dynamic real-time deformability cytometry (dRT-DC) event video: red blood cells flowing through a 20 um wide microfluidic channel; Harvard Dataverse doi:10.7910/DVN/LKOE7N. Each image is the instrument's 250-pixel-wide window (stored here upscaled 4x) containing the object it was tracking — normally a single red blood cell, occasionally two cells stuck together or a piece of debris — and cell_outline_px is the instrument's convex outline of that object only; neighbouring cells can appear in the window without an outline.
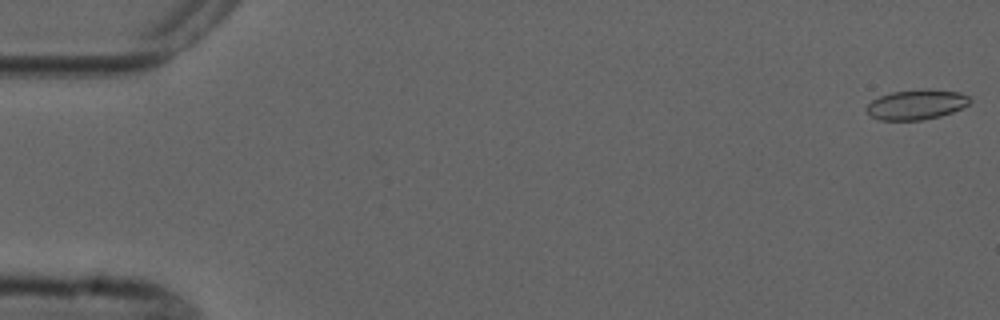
{"species": "common noctule bat (a hibernating species)", "species_latin": "Nyctalus noctula", "temperature_condition": "cold", "stored_images_in_passage": 15, "camera_frame_rate_fps": 3000, "um_per_image_px": 0.085, "animal": {"sex": "male", "forearm_length_mm": 52.5}, "frame": {"image": 1, "passage_image": 1, "time_ms": 0.0, "image_size_px": [1000, 320], "cell_outline_px": [[972, 100], [968, 104], [952, 112], [940, 116], [920, 120], [880, 120], [872, 116], [864, 108], [872, 100], [880, 96], [892, 92], [928, 88], [960, 92], [968, 96]], "centroid_in_image_um": [77.9, 8.87], "position_along_channel_um": 7.1, "area_um2": 18.03}}
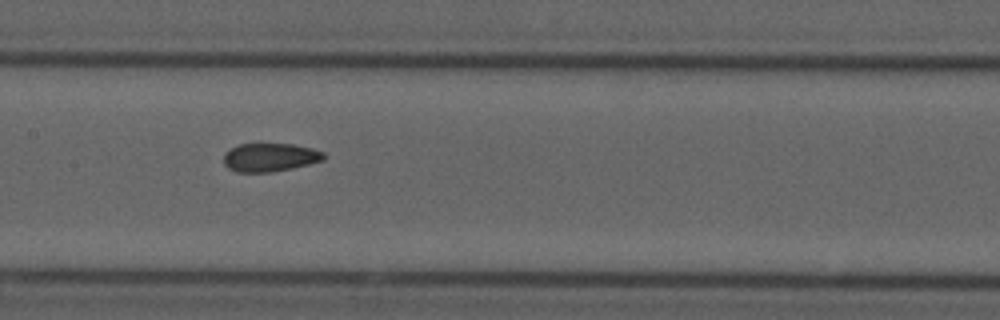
{"frame": {"image": 2, "passage_image": 8, "time_ms": 8.667, "image_size_px": [1000, 320], "cell_outline_px": [[324, 160], [292, 168], [272, 172], [236, 172], [228, 168], [224, 164], [224, 156], [232, 148], [240, 144], [292, 144], [312, 148], [324, 152]], "centroid_in_image_um": [22.96, 13.38], "position_along_channel_um": 184.4, "area_um2": 16.42}}
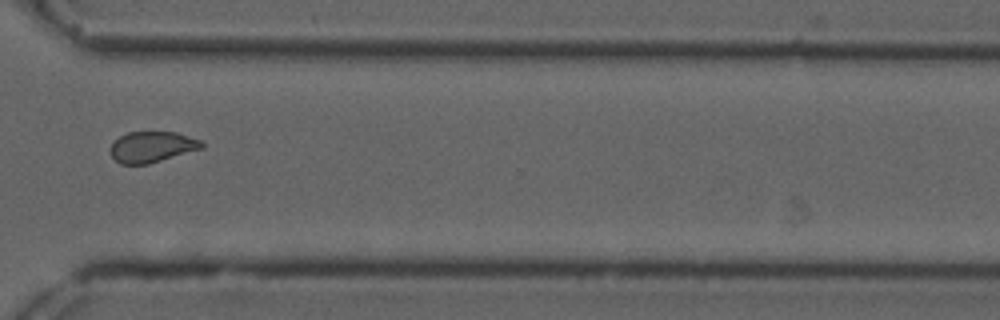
{"frame": {"image": 3, "passage_image": 12, "time_ms": 13.333, "image_size_px": [1000, 320], "cell_outline_px": [[204, 148], [148, 164], [120, 164], [112, 156], [112, 144], [120, 136], [128, 132], [176, 132], [200, 140], [204, 144]], "centroid_in_image_um": [12.95, 12.49], "position_along_channel_um": 357.6, "area_um2": 16.24}, "authors_computed_cell_mechanics": {"area_um2": 17.7446, "velocity_mm_per_s": 3.7214, "shape_relaxation_time_tau1_ms": null, "shape_relaxation_time_tau2_ms": 2.3057, "deformation_change_tau1": null, "deformation_change_tau2": 0.0348}}